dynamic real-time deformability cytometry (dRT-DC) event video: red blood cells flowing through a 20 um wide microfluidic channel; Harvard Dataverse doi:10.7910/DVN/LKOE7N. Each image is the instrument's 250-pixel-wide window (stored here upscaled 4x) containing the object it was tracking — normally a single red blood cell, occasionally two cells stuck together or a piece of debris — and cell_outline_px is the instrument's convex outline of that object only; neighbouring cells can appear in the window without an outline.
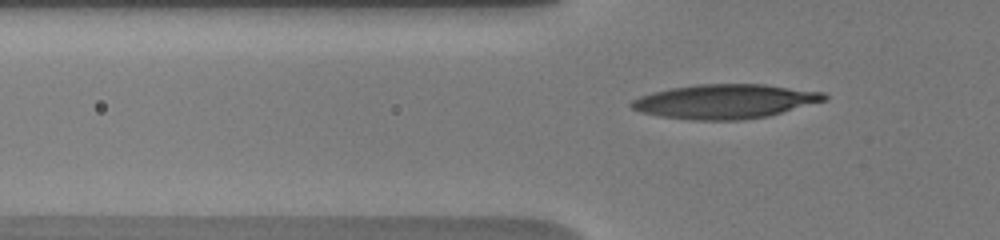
{"species": "human", "species_latin": "Homo sapiens", "temperature_condition": "warm", "stored_images_in_passage": 14, "camera_frame_rate_fps": 3000, "um_per_image_px": 0.085, "donor": {"sex": "male"}, "frame": {"image": 1, "passage_image": 7, "time_ms": 2.667, "image_size_px": [1000, 240], "cell_outline_px": [[828, 100], [768, 116], [736, 120], [692, 120], [660, 116], [644, 112], [632, 108], [628, 104], [632, 100], [640, 96], [652, 92], [668, 88], [696, 84], [764, 84], [824, 92], [828, 96]], "centroid_in_image_um": [61.64, 8.61], "position_along_channel_um": 64.2, "area_um2": 38.61}}
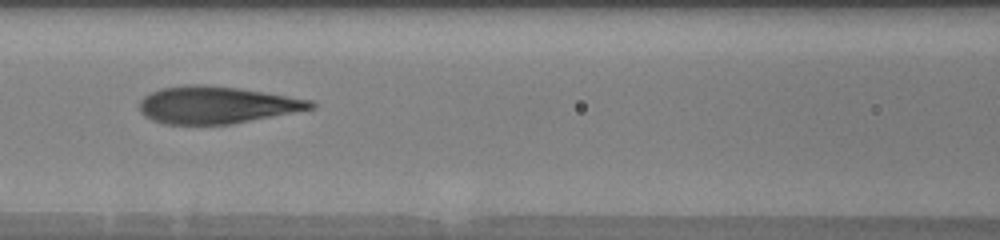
{"frame": {"image": 2, "passage_image": 12, "time_ms": 5.0, "image_size_px": [1000, 240], "cell_outline_px": [[316, 108], [232, 124], [164, 124], [152, 120], [144, 116], [140, 112], [140, 100], [144, 96], [160, 88], [184, 84], [204, 84], [236, 88], [288, 96], [312, 100], [316, 104]], "centroid_in_image_um": [18.39, 8.92], "position_along_channel_um": 148.2, "area_um2": 37.11}}